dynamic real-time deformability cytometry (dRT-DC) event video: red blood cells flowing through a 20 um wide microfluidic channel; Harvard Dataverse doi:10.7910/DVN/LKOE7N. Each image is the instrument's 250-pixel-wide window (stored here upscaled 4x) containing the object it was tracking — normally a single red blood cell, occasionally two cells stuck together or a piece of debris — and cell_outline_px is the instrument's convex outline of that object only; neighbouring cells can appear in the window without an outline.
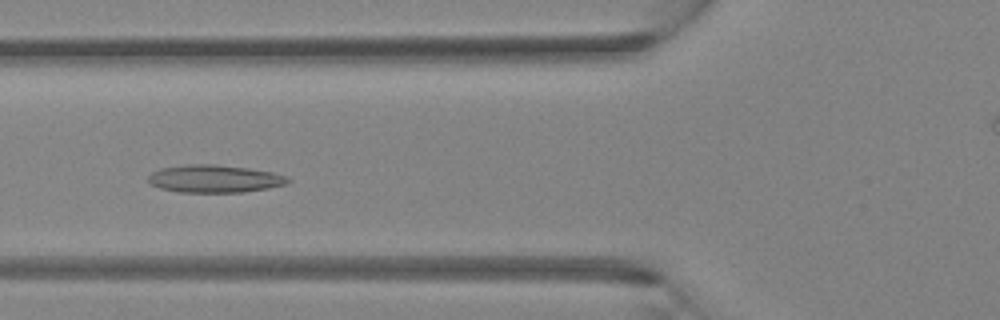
{"species": "Egyptian fruit bat (a non-hibernating species)", "species_latin": "Rousettus aegyptiacus", "temperature_condition": "room temperature", "stored_images_in_passage": 5, "camera_frame_rate_fps": 3000, "um_per_image_px": 0.085, "animal": {"sex": "female"}, "frame": {"image": 1, "passage_image": 5, "time_ms": 1.333, "image_size_px": [1000, 320], "cell_outline_px": [[292, 180], [284, 184], [268, 188], [244, 192], [176, 192], [160, 188], [148, 184], [148, 176], [152, 172], [160, 168], [188, 164], [216, 164], [248, 168], [272, 172], [288, 176]], "centroid_in_image_um": [18.21, 15.19], "position_along_channel_um": 107.6, "area_um2": 22.66}}